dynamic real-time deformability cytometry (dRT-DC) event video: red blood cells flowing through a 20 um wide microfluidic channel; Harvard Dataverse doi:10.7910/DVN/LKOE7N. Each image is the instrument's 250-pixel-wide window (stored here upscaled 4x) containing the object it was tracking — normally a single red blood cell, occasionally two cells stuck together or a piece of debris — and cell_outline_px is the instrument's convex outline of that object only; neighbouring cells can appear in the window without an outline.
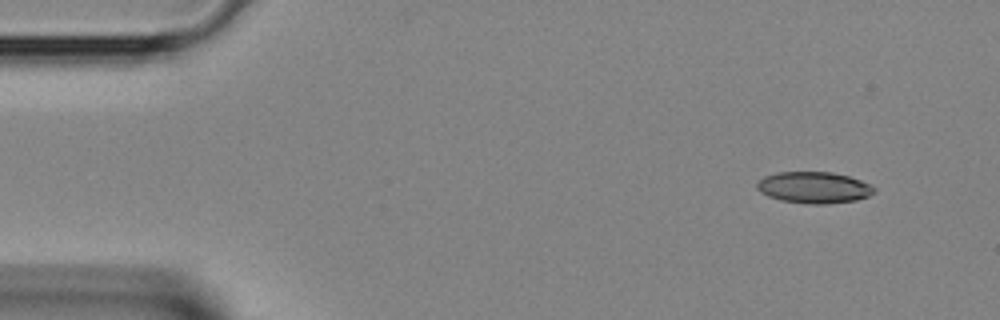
{"species": "Egyptian fruit bat (a non-hibernating species)", "species_latin": "Rousettus aegyptiacus", "temperature_condition": "room temperature", "stored_images_in_passage": 3, "camera_frame_rate_fps": 3000, "um_per_image_px": 0.085, "animal": {"sex": "female"}, "frame": {"image": 1, "passage_image": 1, "time_ms": 0.0, "image_size_px": [1000, 320], "cell_outline_px": [[876, 188], [868, 196], [856, 200], [828, 204], [804, 204], [780, 200], [768, 196], [760, 192], [756, 188], [756, 184], [764, 176], [776, 172], [832, 172], [848, 176], [860, 180]], "centroid_in_image_um": [69.14, 15.94], "position_along_channel_um": 15.9, "area_um2": 21.5}}